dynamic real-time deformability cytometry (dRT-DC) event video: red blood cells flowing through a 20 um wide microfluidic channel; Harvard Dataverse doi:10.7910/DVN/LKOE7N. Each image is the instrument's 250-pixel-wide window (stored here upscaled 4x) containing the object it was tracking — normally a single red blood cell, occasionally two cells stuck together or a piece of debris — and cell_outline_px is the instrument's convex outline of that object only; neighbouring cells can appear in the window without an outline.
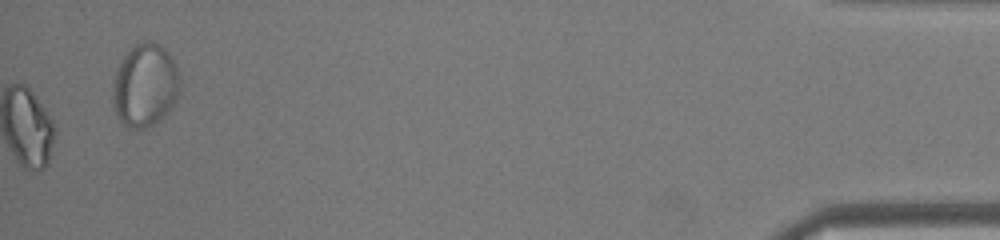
{"species": "common noctule bat (a hibernating species)", "species_latin": "Nyctalus noctula", "temperature_condition": "warm", "stored_images_in_passage": 35, "segment_of_instrument_passage": [2, 2], "camera_frame_rate_fps": 3000, "um_per_image_px": 0.085, "animal": {"sex": "male", "body_mass_g": 19.0, "forearm_length_mm": 50.8}, "frame": {"image": 1, "passage_image": 35, "time_ms": 11.333, "image_size_px": [1000, 240], "cell_outline_px": [[180, 84], [176, 96], [168, 112], [156, 124], [148, 128], [132, 128], [124, 124], [120, 120], [116, 112], [112, 100], [116, 68], [120, 60], [132, 44], [140, 40], [144, 40], [156, 44], [164, 48], [168, 52], [176, 64]], "centroid_in_image_um": [12.31, 7.22], "position_along_channel_um": 422.9, "area_um2": 32.54}}